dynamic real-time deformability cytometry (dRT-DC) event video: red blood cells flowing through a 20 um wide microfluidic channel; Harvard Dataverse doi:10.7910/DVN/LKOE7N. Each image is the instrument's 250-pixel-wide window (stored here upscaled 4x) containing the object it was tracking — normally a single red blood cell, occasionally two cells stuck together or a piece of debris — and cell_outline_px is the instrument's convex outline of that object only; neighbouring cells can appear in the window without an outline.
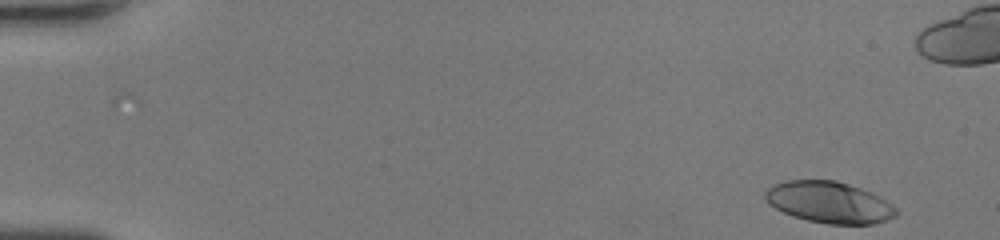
{"species": "human", "species_latin": "Homo sapiens", "temperature_condition": "room temperature", "stored_images_in_passage": 46, "camera_frame_rate_fps": 3000, "um_per_image_px": 0.085, "donor": {"sex": "female"}, "frame": {"image": 1, "passage_image": 1, "time_ms": 0.0, "image_size_px": [1000, 240], "cell_outline_px": [[900, 212], [896, 216], [872, 224], [828, 224], [808, 220], [792, 216], [768, 204], [764, 196], [764, 192], [772, 184], [784, 180], [836, 180], [860, 188], [880, 196], [892, 204]], "centroid_in_image_um": [70.47, 17.19], "position_along_channel_um": 14.5, "area_um2": 31.73}}
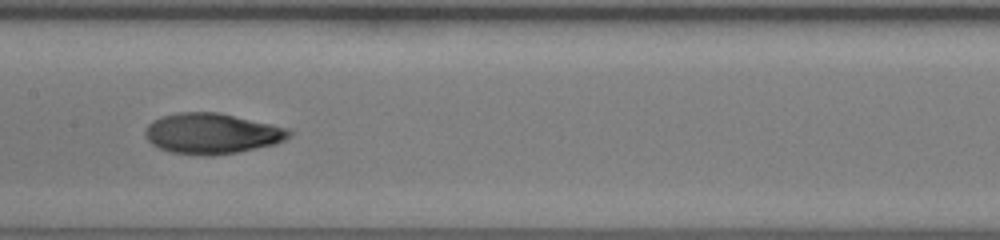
{"frame": {"image": 2, "passage_image": 23, "time_ms": 7.333, "image_size_px": [1000, 240], "cell_outline_px": [[292, 136], [276, 144], [236, 152], [212, 156], [172, 152], [160, 148], [152, 144], [144, 136], [144, 132], [148, 124], [152, 120], [160, 116], [176, 112], [220, 112], [288, 128], [292, 132]], "centroid_in_image_um": [18.0, 11.33], "position_along_channel_um": 189.4, "area_um2": 34.16}}
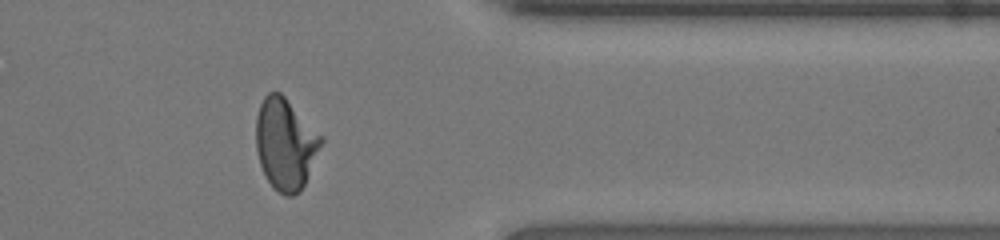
{"frame": {"image": 3, "passage_image": 37, "time_ms": 12.0, "image_size_px": [1000, 240], "cell_outline_px": [[324, 140], [304, 184], [292, 196], [284, 196], [272, 188], [260, 164], [256, 148], [256, 116], [260, 104], [264, 96], [268, 92], [280, 92], [324, 136]], "centroid_in_image_um": [24.26, 12.21], "position_along_channel_um": 387.1, "area_um2": 34.62}, "authors_computed_cell_mechanics": {"area_um2": 33.3795, "velocity_mm_per_s": 4.4621, "shape_relaxation_time_tau1_ms": 5.3596, "shape_relaxation_time_tau2_ms": 1.3354, "deformation_change_tau1": 0.2623, "deformation_change_tau2": 0.0629}}